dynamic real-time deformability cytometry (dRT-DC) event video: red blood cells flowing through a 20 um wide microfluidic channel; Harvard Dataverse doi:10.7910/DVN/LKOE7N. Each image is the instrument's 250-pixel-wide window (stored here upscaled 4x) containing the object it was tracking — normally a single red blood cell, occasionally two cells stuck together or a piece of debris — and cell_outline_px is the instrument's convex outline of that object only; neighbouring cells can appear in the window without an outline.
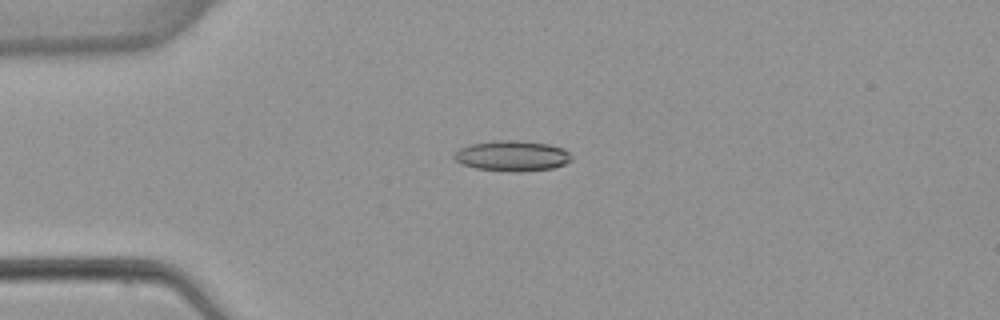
{"species": "common noctule bat (a hibernating species)", "species_latin": "Nyctalus noctula", "temperature_condition": "warm", "stored_images_in_passage": 7, "camera_frame_rate_fps": 3000, "um_per_image_px": 0.085, "animal": {"sex": "female", "body_mass_g": 22.7, "forearm_length_mm": 54.2}, "frame": {"image": 1, "passage_image": 3, "time_ms": 3.333, "image_size_px": [1000, 320], "cell_outline_px": [[572, 160], [564, 164], [552, 168], [476, 168], [460, 164], [452, 156], [460, 148], [468, 144], [496, 140], [516, 140], [548, 144], [564, 148], [572, 156]], "centroid_in_image_um": [43.51, 13.17], "position_along_channel_um": 41.5, "area_um2": 19.77}}
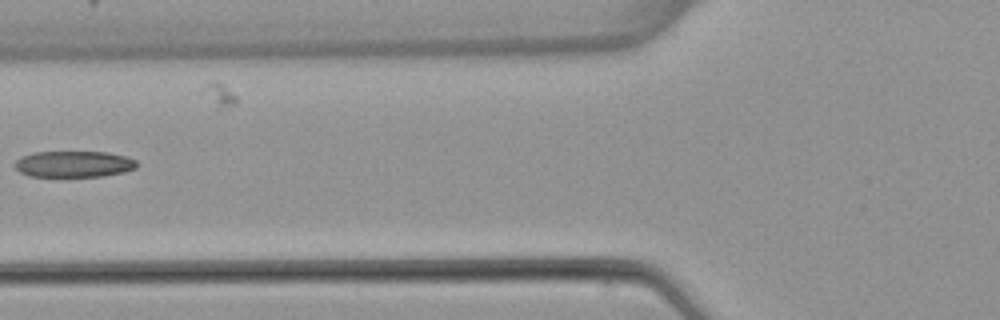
{"frame": {"image": 2, "passage_image": 5, "time_ms": 6.0, "image_size_px": [1000, 320], "cell_outline_px": [[136, 168], [124, 172], [104, 176], [28, 176], [20, 172], [12, 164], [16, 160], [32, 152], [108, 152], [128, 156], [136, 160]], "centroid_in_image_um": [6.28, 13.94], "position_along_channel_um": 119.5, "area_um2": 18.73}}
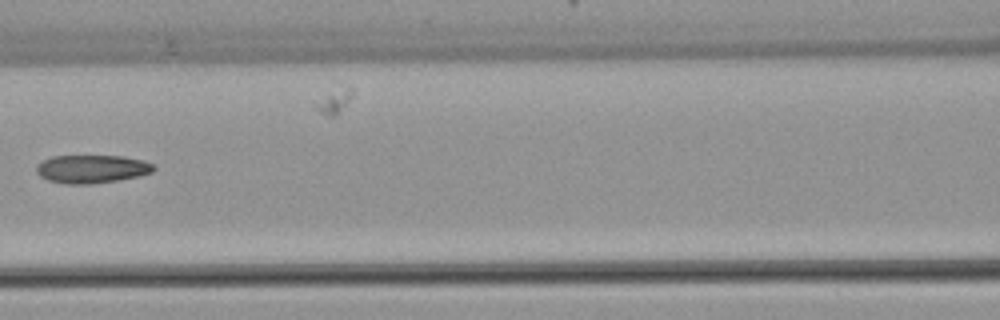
{"frame": {"image": 3, "passage_image": 6, "time_ms": 7.0, "image_size_px": [1000, 320], "cell_outline_px": [[156, 168], [152, 172], [140, 176], [92, 184], [64, 184], [48, 180], [40, 176], [36, 172], [36, 164], [52, 156], [124, 156], [144, 160], [152, 164]], "centroid_in_image_um": [7.8, 14.36], "position_along_channel_um": 158.8, "area_um2": 19.36}}